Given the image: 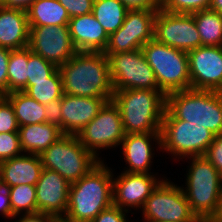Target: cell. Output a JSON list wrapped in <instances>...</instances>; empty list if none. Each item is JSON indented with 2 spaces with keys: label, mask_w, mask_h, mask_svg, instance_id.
I'll return each mask as SVG.
<instances>
[{
  "label": "cell",
  "mask_w": 222,
  "mask_h": 222,
  "mask_svg": "<svg viewBox=\"0 0 222 222\" xmlns=\"http://www.w3.org/2000/svg\"><path fill=\"white\" fill-rule=\"evenodd\" d=\"M36 0H0V6L9 9L27 11Z\"/></svg>",
  "instance_id": "cell-43"
},
{
  "label": "cell",
  "mask_w": 222,
  "mask_h": 222,
  "mask_svg": "<svg viewBox=\"0 0 222 222\" xmlns=\"http://www.w3.org/2000/svg\"><path fill=\"white\" fill-rule=\"evenodd\" d=\"M62 97L54 99L51 102L44 104L45 109V122L60 128L62 132V109H61Z\"/></svg>",
  "instance_id": "cell-37"
},
{
  "label": "cell",
  "mask_w": 222,
  "mask_h": 222,
  "mask_svg": "<svg viewBox=\"0 0 222 222\" xmlns=\"http://www.w3.org/2000/svg\"><path fill=\"white\" fill-rule=\"evenodd\" d=\"M43 170L39 155L25 154L0 162V180L10 187L36 185Z\"/></svg>",
  "instance_id": "cell-21"
},
{
  "label": "cell",
  "mask_w": 222,
  "mask_h": 222,
  "mask_svg": "<svg viewBox=\"0 0 222 222\" xmlns=\"http://www.w3.org/2000/svg\"><path fill=\"white\" fill-rule=\"evenodd\" d=\"M160 136L161 151L173 154L175 160L204 155L215 137L203 125L176 119L166 108Z\"/></svg>",
  "instance_id": "cell-8"
},
{
  "label": "cell",
  "mask_w": 222,
  "mask_h": 222,
  "mask_svg": "<svg viewBox=\"0 0 222 222\" xmlns=\"http://www.w3.org/2000/svg\"><path fill=\"white\" fill-rule=\"evenodd\" d=\"M211 0H162L160 9L169 13L193 14L209 9Z\"/></svg>",
  "instance_id": "cell-32"
},
{
  "label": "cell",
  "mask_w": 222,
  "mask_h": 222,
  "mask_svg": "<svg viewBox=\"0 0 222 222\" xmlns=\"http://www.w3.org/2000/svg\"><path fill=\"white\" fill-rule=\"evenodd\" d=\"M112 98H93L63 94L62 133L77 135Z\"/></svg>",
  "instance_id": "cell-18"
},
{
  "label": "cell",
  "mask_w": 222,
  "mask_h": 222,
  "mask_svg": "<svg viewBox=\"0 0 222 222\" xmlns=\"http://www.w3.org/2000/svg\"><path fill=\"white\" fill-rule=\"evenodd\" d=\"M11 187L0 180V212L3 217L12 219V208L10 205Z\"/></svg>",
  "instance_id": "cell-40"
},
{
  "label": "cell",
  "mask_w": 222,
  "mask_h": 222,
  "mask_svg": "<svg viewBox=\"0 0 222 222\" xmlns=\"http://www.w3.org/2000/svg\"><path fill=\"white\" fill-rule=\"evenodd\" d=\"M28 58V47L11 50L8 61V93L26 89Z\"/></svg>",
  "instance_id": "cell-28"
},
{
  "label": "cell",
  "mask_w": 222,
  "mask_h": 222,
  "mask_svg": "<svg viewBox=\"0 0 222 222\" xmlns=\"http://www.w3.org/2000/svg\"><path fill=\"white\" fill-rule=\"evenodd\" d=\"M14 108L5 96H0V133L18 132Z\"/></svg>",
  "instance_id": "cell-34"
},
{
  "label": "cell",
  "mask_w": 222,
  "mask_h": 222,
  "mask_svg": "<svg viewBox=\"0 0 222 222\" xmlns=\"http://www.w3.org/2000/svg\"><path fill=\"white\" fill-rule=\"evenodd\" d=\"M154 38L160 43L187 53L202 46L192 14L157 10L154 19Z\"/></svg>",
  "instance_id": "cell-13"
},
{
  "label": "cell",
  "mask_w": 222,
  "mask_h": 222,
  "mask_svg": "<svg viewBox=\"0 0 222 222\" xmlns=\"http://www.w3.org/2000/svg\"><path fill=\"white\" fill-rule=\"evenodd\" d=\"M59 70L65 94L112 98L109 61L103 52L78 51Z\"/></svg>",
  "instance_id": "cell-2"
},
{
  "label": "cell",
  "mask_w": 222,
  "mask_h": 222,
  "mask_svg": "<svg viewBox=\"0 0 222 222\" xmlns=\"http://www.w3.org/2000/svg\"><path fill=\"white\" fill-rule=\"evenodd\" d=\"M69 32L77 51L104 52L109 35L93 13L70 18Z\"/></svg>",
  "instance_id": "cell-20"
},
{
  "label": "cell",
  "mask_w": 222,
  "mask_h": 222,
  "mask_svg": "<svg viewBox=\"0 0 222 222\" xmlns=\"http://www.w3.org/2000/svg\"><path fill=\"white\" fill-rule=\"evenodd\" d=\"M104 160L70 184L68 206L61 222H92L113 205V170ZM112 170V171H111Z\"/></svg>",
  "instance_id": "cell-1"
},
{
  "label": "cell",
  "mask_w": 222,
  "mask_h": 222,
  "mask_svg": "<svg viewBox=\"0 0 222 222\" xmlns=\"http://www.w3.org/2000/svg\"><path fill=\"white\" fill-rule=\"evenodd\" d=\"M214 215L221 219L222 220V195H221V198L219 200V204H218V207H217V210L216 212L214 213Z\"/></svg>",
  "instance_id": "cell-46"
},
{
  "label": "cell",
  "mask_w": 222,
  "mask_h": 222,
  "mask_svg": "<svg viewBox=\"0 0 222 222\" xmlns=\"http://www.w3.org/2000/svg\"><path fill=\"white\" fill-rule=\"evenodd\" d=\"M191 161L182 190L191 210L201 220L217 210L222 195V175L204 156L187 157Z\"/></svg>",
  "instance_id": "cell-5"
},
{
  "label": "cell",
  "mask_w": 222,
  "mask_h": 222,
  "mask_svg": "<svg viewBox=\"0 0 222 222\" xmlns=\"http://www.w3.org/2000/svg\"><path fill=\"white\" fill-rule=\"evenodd\" d=\"M202 46H222V14L205 9L192 14Z\"/></svg>",
  "instance_id": "cell-27"
},
{
  "label": "cell",
  "mask_w": 222,
  "mask_h": 222,
  "mask_svg": "<svg viewBox=\"0 0 222 222\" xmlns=\"http://www.w3.org/2000/svg\"><path fill=\"white\" fill-rule=\"evenodd\" d=\"M14 108L18 126L45 122L44 104H40L24 91L11 92L5 95Z\"/></svg>",
  "instance_id": "cell-25"
},
{
  "label": "cell",
  "mask_w": 222,
  "mask_h": 222,
  "mask_svg": "<svg viewBox=\"0 0 222 222\" xmlns=\"http://www.w3.org/2000/svg\"><path fill=\"white\" fill-rule=\"evenodd\" d=\"M129 10L147 9L159 10L161 6L160 0H120Z\"/></svg>",
  "instance_id": "cell-41"
},
{
  "label": "cell",
  "mask_w": 222,
  "mask_h": 222,
  "mask_svg": "<svg viewBox=\"0 0 222 222\" xmlns=\"http://www.w3.org/2000/svg\"><path fill=\"white\" fill-rule=\"evenodd\" d=\"M166 109L179 120L203 125L215 136L222 134V92L181 90L166 95Z\"/></svg>",
  "instance_id": "cell-4"
},
{
  "label": "cell",
  "mask_w": 222,
  "mask_h": 222,
  "mask_svg": "<svg viewBox=\"0 0 222 222\" xmlns=\"http://www.w3.org/2000/svg\"><path fill=\"white\" fill-rule=\"evenodd\" d=\"M20 216L21 215L14 217H19V220H16L15 222H61L59 218L44 213L22 214V216Z\"/></svg>",
  "instance_id": "cell-42"
},
{
  "label": "cell",
  "mask_w": 222,
  "mask_h": 222,
  "mask_svg": "<svg viewBox=\"0 0 222 222\" xmlns=\"http://www.w3.org/2000/svg\"><path fill=\"white\" fill-rule=\"evenodd\" d=\"M76 136L83 147L102 161L98 150L120 146L125 136L119 108L112 100L107 102Z\"/></svg>",
  "instance_id": "cell-11"
},
{
  "label": "cell",
  "mask_w": 222,
  "mask_h": 222,
  "mask_svg": "<svg viewBox=\"0 0 222 222\" xmlns=\"http://www.w3.org/2000/svg\"><path fill=\"white\" fill-rule=\"evenodd\" d=\"M70 18L92 13L94 0H58Z\"/></svg>",
  "instance_id": "cell-35"
},
{
  "label": "cell",
  "mask_w": 222,
  "mask_h": 222,
  "mask_svg": "<svg viewBox=\"0 0 222 222\" xmlns=\"http://www.w3.org/2000/svg\"><path fill=\"white\" fill-rule=\"evenodd\" d=\"M155 143L157 148L161 149V136L160 133H143V134H126L121 142L122 154H124L126 167L124 172L132 173H152L151 163L154 157V147L152 143ZM150 170V171H149Z\"/></svg>",
  "instance_id": "cell-19"
},
{
  "label": "cell",
  "mask_w": 222,
  "mask_h": 222,
  "mask_svg": "<svg viewBox=\"0 0 222 222\" xmlns=\"http://www.w3.org/2000/svg\"><path fill=\"white\" fill-rule=\"evenodd\" d=\"M144 222H201L191 210L181 186L164 179L146 199Z\"/></svg>",
  "instance_id": "cell-9"
},
{
  "label": "cell",
  "mask_w": 222,
  "mask_h": 222,
  "mask_svg": "<svg viewBox=\"0 0 222 222\" xmlns=\"http://www.w3.org/2000/svg\"><path fill=\"white\" fill-rule=\"evenodd\" d=\"M188 59L190 89L222 92V46H200Z\"/></svg>",
  "instance_id": "cell-15"
},
{
  "label": "cell",
  "mask_w": 222,
  "mask_h": 222,
  "mask_svg": "<svg viewBox=\"0 0 222 222\" xmlns=\"http://www.w3.org/2000/svg\"><path fill=\"white\" fill-rule=\"evenodd\" d=\"M22 154L18 132L0 133V162Z\"/></svg>",
  "instance_id": "cell-33"
},
{
  "label": "cell",
  "mask_w": 222,
  "mask_h": 222,
  "mask_svg": "<svg viewBox=\"0 0 222 222\" xmlns=\"http://www.w3.org/2000/svg\"><path fill=\"white\" fill-rule=\"evenodd\" d=\"M20 146L23 153L40 155L63 133L50 123L24 125L18 129Z\"/></svg>",
  "instance_id": "cell-23"
},
{
  "label": "cell",
  "mask_w": 222,
  "mask_h": 222,
  "mask_svg": "<svg viewBox=\"0 0 222 222\" xmlns=\"http://www.w3.org/2000/svg\"><path fill=\"white\" fill-rule=\"evenodd\" d=\"M112 101L119 108L125 135L160 133L166 108V96L160 90H118Z\"/></svg>",
  "instance_id": "cell-3"
},
{
  "label": "cell",
  "mask_w": 222,
  "mask_h": 222,
  "mask_svg": "<svg viewBox=\"0 0 222 222\" xmlns=\"http://www.w3.org/2000/svg\"><path fill=\"white\" fill-rule=\"evenodd\" d=\"M39 156L43 168L58 172L70 184L100 162L74 134H63Z\"/></svg>",
  "instance_id": "cell-7"
},
{
  "label": "cell",
  "mask_w": 222,
  "mask_h": 222,
  "mask_svg": "<svg viewBox=\"0 0 222 222\" xmlns=\"http://www.w3.org/2000/svg\"><path fill=\"white\" fill-rule=\"evenodd\" d=\"M209 9L222 14V0H211Z\"/></svg>",
  "instance_id": "cell-44"
},
{
  "label": "cell",
  "mask_w": 222,
  "mask_h": 222,
  "mask_svg": "<svg viewBox=\"0 0 222 222\" xmlns=\"http://www.w3.org/2000/svg\"><path fill=\"white\" fill-rule=\"evenodd\" d=\"M28 48L58 68L78 52L68 25L29 26Z\"/></svg>",
  "instance_id": "cell-14"
},
{
  "label": "cell",
  "mask_w": 222,
  "mask_h": 222,
  "mask_svg": "<svg viewBox=\"0 0 222 222\" xmlns=\"http://www.w3.org/2000/svg\"><path fill=\"white\" fill-rule=\"evenodd\" d=\"M57 69L56 65L48 62L29 49L27 85H33V81L47 80Z\"/></svg>",
  "instance_id": "cell-31"
},
{
  "label": "cell",
  "mask_w": 222,
  "mask_h": 222,
  "mask_svg": "<svg viewBox=\"0 0 222 222\" xmlns=\"http://www.w3.org/2000/svg\"><path fill=\"white\" fill-rule=\"evenodd\" d=\"M26 13L29 26L68 25L70 20L58 0H36Z\"/></svg>",
  "instance_id": "cell-24"
},
{
  "label": "cell",
  "mask_w": 222,
  "mask_h": 222,
  "mask_svg": "<svg viewBox=\"0 0 222 222\" xmlns=\"http://www.w3.org/2000/svg\"><path fill=\"white\" fill-rule=\"evenodd\" d=\"M128 10L120 0H94L92 13L110 35L122 26Z\"/></svg>",
  "instance_id": "cell-26"
},
{
  "label": "cell",
  "mask_w": 222,
  "mask_h": 222,
  "mask_svg": "<svg viewBox=\"0 0 222 222\" xmlns=\"http://www.w3.org/2000/svg\"><path fill=\"white\" fill-rule=\"evenodd\" d=\"M201 222H222V220L217 218L214 214H211L203 217Z\"/></svg>",
  "instance_id": "cell-45"
},
{
  "label": "cell",
  "mask_w": 222,
  "mask_h": 222,
  "mask_svg": "<svg viewBox=\"0 0 222 222\" xmlns=\"http://www.w3.org/2000/svg\"><path fill=\"white\" fill-rule=\"evenodd\" d=\"M35 186L37 213L62 220L68 206L70 183L58 172L43 168Z\"/></svg>",
  "instance_id": "cell-17"
},
{
  "label": "cell",
  "mask_w": 222,
  "mask_h": 222,
  "mask_svg": "<svg viewBox=\"0 0 222 222\" xmlns=\"http://www.w3.org/2000/svg\"><path fill=\"white\" fill-rule=\"evenodd\" d=\"M152 174L122 171L113 178V205L128 212L129 208L142 209L146 199L165 179Z\"/></svg>",
  "instance_id": "cell-16"
},
{
  "label": "cell",
  "mask_w": 222,
  "mask_h": 222,
  "mask_svg": "<svg viewBox=\"0 0 222 222\" xmlns=\"http://www.w3.org/2000/svg\"><path fill=\"white\" fill-rule=\"evenodd\" d=\"M29 24L27 13L0 6V46L9 50L28 47Z\"/></svg>",
  "instance_id": "cell-22"
},
{
  "label": "cell",
  "mask_w": 222,
  "mask_h": 222,
  "mask_svg": "<svg viewBox=\"0 0 222 222\" xmlns=\"http://www.w3.org/2000/svg\"><path fill=\"white\" fill-rule=\"evenodd\" d=\"M105 55L109 61L110 78L114 91L159 90L154 71L147 63L142 49Z\"/></svg>",
  "instance_id": "cell-10"
},
{
  "label": "cell",
  "mask_w": 222,
  "mask_h": 222,
  "mask_svg": "<svg viewBox=\"0 0 222 222\" xmlns=\"http://www.w3.org/2000/svg\"><path fill=\"white\" fill-rule=\"evenodd\" d=\"M157 10H128L124 23L109 35L104 54L130 52L141 49L154 38V19Z\"/></svg>",
  "instance_id": "cell-12"
},
{
  "label": "cell",
  "mask_w": 222,
  "mask_h": 222,
  "mask_svg": "<svg viewBox=\"0 0 222 222\" xmlns=\"http://www.w3.org/2000/svg\"><path fill=\"white\" fill-rule=\"evenodd\" d=\"M11 50L0 46V96L8 94V61Z\"/></svg>",
  "instance_id": "cell-39"
},
{
  "label": "cell",
  "mask_w": 222,
  "mask_h": 222,
  "mask_svg": "<svg viewBox=\"0 0 222 222\" xmlns=\"http://www.w3.org/2000/svg\"><path fill=\"white\" fill-rule=\"evenodd\" d=\"M204 156L222 175V134L214 137Z\"/></svg>",
  "instance_id": "cell-36"
},
{
  "label": "cell",
  "mask_w": 222,
  "mask_h": 222,
  "mask_svg": "<svg viewBox=\"0 0 222 222\" xmlns=\"http://www.w3.org/2000/svg\"><path fill=\"white\" fill-rule=\"evenodd\" d=\"M141 49L154 71L159 90L165 96L190 89L187 52L160 43L155 38L144 44Z\"/></svg>",
  "instance_id": "cell-6"
},
{
  "label": "cell",
  "mask_w": 222,
  "mask_h": 222,
  "mask_svg": "<svg viewBox=\"0 0 222 222\" xmlns=\"http://www.w3.org/2000/svg\"><path fill=\"white\" fill-rule=\"evenodd\" d=\"M127 213L130 212L112 205L101 211L92 222H128Z\"/></svg>",
  "instance_id": "cell-38"
},
{
  "label": "cell",
  "mask_w": 222,
  "mask_h": 222,
  "mask_svg": "<svg viewBox=\"0 0 222 222\" xmlns=\"http://www.w3.org/2000/svg\"><path fill=\"white\" fill-rule=\"evenodd\" d=\"M24 92L40 104H47L63 96V81L59 68L47 80L33 81Z\"/></svg>",
  "instance_id": "cell-29"
},
{
  "label": "cell",
  "mask_w": 222,
  "mask_h": 222,
  "mask_svg": "<svg viewBox=\"0 0 222 222\" xmlns=\"http://www.w3.org/2000/svg\"><path fill=\"white\" fill-rule=\"evenodd\" d=\"M10 205L12 208V219L15 216L37 213L36 186L20 184L11 187Z\"/></svg>",
  "instance_id": "cell-30"
}]
</instances>
